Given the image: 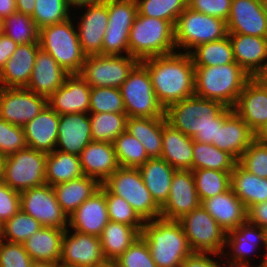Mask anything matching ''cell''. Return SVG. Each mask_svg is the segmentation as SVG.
I'll use <instances>...</instances> for the list:
<instances>
[{"label":"cell","instance_id":"29","mask_svg":"<svg viewBox=\"0 0 267 267\" xmlns=\"http://www.w3.org/2000/svg\"><path fill=\"white\" fill-rule=\"evenodd\" d=\"M235 62L251 77H255L267 60V38L228 34Z\"/></svg>","mask_w":267,"mask_h":267},{"label":"cell","instance_id":"3","mask_svg":"<svg viewBox=\"0 0 267 267\" xmlns=\"http://www.w3.org/2000/svg\"><path fill=\"white\" fill-rule=\"evenodd\" d=\"M140 236L146 241L157 267H173L192 253L182 226L176 220L146 221Z\"/></svg>","mask_w":267,"mask_h":267},{"label":"cell","instance_id":"58","mask_svg":"<svg viewBox=\"0 0 267 267\" xmlns=\"http://www.w3.org/2000/svg\"><path fill=\"white\" fill-rule=\"evenodd\" d=\"M19 44L14 42L10 37L4 33L0 36V71L10 59L12 54L16 51Z\"/></svg>","mask_w":267,"mask_h":267},{"label":"cell","instance_id":"53","mask_svg":"<svg viewBox=\"0 0 267 267\" xmlns=\"http://www.w3.org/2000/svg\"><path fill=\"white\" fill-rule=\"evenodd\" d=\"M26 147L23 127L12 125L0 117V155L6 157Z\"/></svg>","mask_w":267,"mask_h":267},{"label":"cell","instance_id":"42","mask_svg":"<svg viewBox=\"0 0 267 267\" xmlns=\"http://www.w3.org/2000/svg\"><path fill=\"white\" fill-rule=\"evenodd\" d=\"M92 114V115H91ZM92 141L113 143L126 131V113H90Z\"/></svg>","mask_w":267,"mask_h":267},{"label":"cell","instance_id":"9","mask_svg":"<svg viewBox=\"0 0 267 267\" xmlns=\"http://www.w3.org/2000/svg\"><path fill=\"white\" fill-rule=\"evenodd\" d=\"M174 27L176 48L184 47L186 50L228 35L225 20L194 11L190 7L178 16Z\"/></svg>","mask_w":267,"mask_h":267},{"label":"cell","instance_id":"44","mask_svg":"<svg viewBox=\"0 0 267 267\" xmlns=\"http://www.w3.org/2000/svg\"><path fill=\"white\" fill-rule=\"evenodd\" d=\"M113 145L119 167L139 168L149 159L143 144L127 131L121 133Z\"/></svg>","mask_w":267,"mask_h":267},{"label":"cell","instance_id":"13","mask_svg":"<svg viewBox=\"0 0 267 267\" xmlns=\"http://www.w3.org/2000/svg\"><path fill=\"white\" fill-rule=\"evenodd\" d=\"M108 26L103 38L102 55H129V33L137 16L136 0H107Z\"/></svg>","mask_w":267,"mask_h":267},{"label":"cell","instance_id":"20","mask_svg":"<svg viewBox=\"0 0 267 267\" xmlns=\"http://www.w3.org/2000/svg\"><path fill=\"white\" fill-rule=\"evenodd\" d=\"M84 6L88 8L77 28L79 43L86 56L102 55L103 38L108 26L107 0Z\"/></svg>","mask_w":267,"mask_h":267},{"label":"cell","instance_id":"48","mask_svg":"<svg viewBox=\"0 0 267 267\" xmlns=\"http://www.w3.org/2000/svg\"><path fill=\"white\" fill-rule=\"evenodd\" d=\"M100 188L105 193L109 221L127 224L141 233L144 221L133 207L122 197L112 194L103 184Z\"/></svg>","mask_w":267,"mask_h":267},{"label":"cell","instance_id":"26","mask_svg":"<svg viewBox=\"0 0 267 267\" xmlns=\"http://www.w3.org/2000/svg\"><path fill=\"white\" fill-rule=\"evenodd\" d=\"M79 158L84 175L101 184L119 168L113 143L91 141Z\"/></svg>","mask_w":267,"mask_h":267},{"label":"cell","instance_id":"22","mask_svg":"<svg viewBox=\"0 0 267 267\" xmlns=\"http://www.w3.org/2000/svg\"><path fill=\"white\" fill-rule=\"evenodd\" d=\"M74 231L99 237L109 222L105 193L100 188L86 199L69 217Z\"/></svg>","mask_w":267,"mask_h":267},{"label":"cell","instance_id":"21","mask_svg":"<svg viewBox=\"0 0 267 267\" xmlns=\"http://www.w3.org/2000/svg\"><path fill=\"white\" fill-rule=\"evenodd\" d=\"M90 91L91 87L79 74H71L48 98V105L59 115L89 113Z\"/></svg>","mask_w":267,"mask_h":267},{"label":"cell","instance_id":"55","mask_svg":"<svg viewBox=\"0 0 267 267\" xmlns=\"http://www.w3.org/2000/svg\"><path fill=\"white\" fill-rule=\"evenodd\" d=\"M232 0H188V7L203 14L227 21Z\"/></svg>","mask_w":267,"mask_h":267},{"label":"cell","instance_id":"31","mask_svg":"<svg viewBox=\"0 0 267 267\" xmlns=\"http://www.w3.org/2000/svg\"><path fill=\"white\" fill-rule=\"evenodd\" d=\"M254 140L255 133L233 111L223 125H218L217 141H213V145L228 152L238 161Z\"/></svg>","mask_w":267,"mask_h":267},{"label":"cell","instance_id":"68","mask_svg":"<svg viewBox=\"0 0 267 267\" xmlns=\"http://www.w3.org/2000/svg\"><path fill=\"white\" fill-rule=\"evenodd\" d=\"M261 6L265 14L267 15V0H260Z\"/></svg>","mask_w":267,"mask_h":267},{"label":"cell","instance_id":"14","mask_svg":"<svg viewBox=\"0 0 267 267\" xmlns=\"http://www.w3.org/2000/svg\"><path fill=\"white\" fill-rule=\"evenodd\" d=\"M21 210L37 220L43 227L66 230L68 216L57 202L53 187L44 184L20 192Z\"/></svg>","mask_w":267,"mask_h":267},{"label":"cell","instance_id":"47","mask_svg":"<svg viewBox=\"0 0 267 267\" xmlns=\"http://www.w3.org/2000/svg\"><path fill=\"white\" fill-rule=\"evenodd\" d=\"M43 226L21 209L2 225V240L24 243Z\"/></svg>","mask_w":267,"mask_h":267},{"label":"cell","instance_id":"38","mask_svg":"<svg viewBox=\"0 0 267 267\" xmlns=\"http://www.w3.org/2000/svg\"><path fill=\"white\" fill-rule=\"evenodd\" d=\"M126 131L143 144L149 158H160L162 154V117H128Z\"/></svg>","mask_w":267,"mask_h":267},{"label":"cell","instance_id":"11","mask_svg":"<svg viewBox=\"0 0 267 267\" xmlns=\"http://www.w3.org/2000/svg\"><path fill=\"white\" fill-rule=\"evenodd\" d=\"M46 158L30 147L6 156L3 182L18 192L46 184Z\"/></svg>","mask_w":267,"mask_h":267},{"label":"cell","instance_id":"54","mask_svg":"<svg viewBox=\"0 0 267 267\" xmlns=\"http://www.w3.org/2000/svg\"><path fill=\"white\" fill-rule=\"evenodd\" d=\"M32 263L22 243L0 240V267H31Z\"/></svg>","mask_w":267,"mask_h":267},{"label":"cell","instance_id":"45","mask_svg":"<svg viewBox=\"0 0 267 267\" xmlns=\"http://www.w3.org/2000/svg\"><path fill=\"white\" fill-rule=\"evenodd\" d=\"M3 33L17 44L39 43V28L31 16L14 13L3 20Z\"/></svg>","mask_w":267,"mask_h":267},{"label":"cell","instance_id":"43","mask_svg":"<svg viewBox=\"0 0 267 267\" xmlns=\"http://www.w3.org/2000/svg\"><path fill=\"white\" fill-rule=\"evenodd\" d=\"M200 200L209 199L230 189L231 173L215 169L192 170Z\"/></svg>","mask_w":267,"mask_h":267},{"label":"cell","instance_id":"39","mask_svg":"<svg viewBox=\"0 0 267 267\" xmlns=\"http://www.w3.org/2000/svg\"><path fill=\"white\" fill-rule=\"evenodd\" d=\"M84 173L78 155L54 150L47 154L46 184L55 186L60 183L83 177Z\"/></svg>","mask_w":267,"mask_h":267},{"label":"cell","instance_id":"35","mask_svg":"<svg viewBox=\"0 0 267 267\" xmlns=\"http://www.w3.org/2000/svg\"><path fill=\"white\" fill-rule=\"evenodd\" d=\"M258 241H263L266 247V229L248 221L227 232L225 245L228 246L229 244L233 249L232 252H234L233 260L229 261V264L247 265V254L256 249Z\"/></svg>","mask_w":267,"mask_h":267},{"label":"cell","instance_id":"7","mask_svg":"<svg viewBox=\"0 0 267 267\" xmlns=\"http://www.w3.org/2000/svg\"><path fill=\"white\" fill-rule=\"evenodd\" d=\"M102 184L125 199L144 222L161 217V208L153 200L138 168L119 167Z\"/></svg>","mask_w":267,"mask_h":267},{"label":"cell","instance_id":"37","mask_svg":"<svg viewBox=\"0 0 267 267\" xmlns=\"http://www.w3.org/2000/svg\"><path fill=\"white\" fill-rule=\"evenodd\" d=\"M139 236L134 227L109 221L99 236L105 259L116 261Z\"/></svg>","mask_w":267,"mask_h":267},{"label":"cell","instance_id":"52","mask_svg":"<svg viewBox=\"0 0 267 267\" xmlns=\"http://www.w3.org/2000/svg\"><path fill=\"white\" fill-rule=\"evenodd\" d=\"M115 262L121 267H157L146 241L141 236Z\"/></svg>","mask_w":267,"mask_h":267},{"label":"cell","instance_id":"33","mask_svg":"<svg viewBox=\"0 0 267 267\" xmlns=\"http://www.w3.org/2000/svg\"><path fill=\"white\" fill-rule=\"evenodd\" d=\"M64 232L60 228L42 227L23 243L24 249L33 261L59 264Z\"/></svg>","mask_w":267,"mask_h":267},{"label":"cell","instance_id":"25","mask_svg":"<svg viewBox=\"0 0 267 267\" xmlns=\"http://www.w3.org/2000/svg\"><path fill=\"white\" fill-rule=\"evenodd\" d=\"M59 114L47 105L23 126L27 147L51 153L57 147Z\"/></svg>","mask_w":267,"mask_h":267},{"label":"cell","instance_id":"75","mask_svg":"<svg viewBox=\"0 0 267 267\" xmlns=\"http://www.w3.org/2000/svg\"><path fill=\"white\" fill-rule=\"evenodd\" d=\"M114 267H121L114 261Z\"/></svg>","mask_w":267,"mask_h":267},{"label":"cell","instance_id":"1","mask_svg":"<svg viewBox=\"0 0 267 267\" xmlns=\"http://www.w3.org/2000/svg\"><path fill=\"white\" fill-rule=\"evenodd\" d=\"M233 112V108L211 99L192 95L165 109V118L173 128L200 143L217 141L218 125Z\"/></svg>","mask_w":267,"mask_h":267},{"label":"cell","instance_id":"63","mask_svg":"<svg viewBox=\"0 0 267 267\" xmlns=\"http://www.w3.org/2000/svg\"><path fill=\"white\" fill-rule=\"evenodd\" d=\"M102 0H66V3L71 7V5L84 7L87 4H93L97 2H101Z\"/></svg>","mask_w":267,"mask_h":267},{"label":"cell","instance_id":"2","mask_svg":"<svg viewBox=\"0 0 267 267\" xmlns=\"http://www.w3.org/2000/svg\"><path fill=\"white\" fill-rule=\"evenodd\" d=\"M140 62L147 68L153 90L164 109L195 94V67L188 52H173Z\"/></svg>","mask_w":267,"mask_h":267},{"label":"cell","instance_id":"49","mask_svg":"<svg viewBox=\"0 0 267 267\" xmlns=\"http://www.w3.org/2000/svg\"><path fill=\"white\" fill-rule=\"evenodd\" d=\"M90 113H125L120 88L92 87L90 91Z\"/></svg>","mask_w":267,"mask_h":267},{"label":"cell","instance_id":"71","mask_svg":"<svg viewBox=\"0 0 267 267\" xmlns=\"http://www.w3.org/2000/svg\"><path fill=\"white\" fill-rule=\"evenodd\" d=\"M257 267H267V262L266 260H262L261 265L257 266Z\"/></svg>","mask_w":267,"mask_h":267},{"label":"cell","instance_id":"70","mask_svg":"<svg viewBox=\"0 0 267 267\" xmlns=\"http://www.w3.org/2000/svg\"><path fill=\"white\" fill-rule=\"evenodd\" d=\"M3 34V20L0 19V36Z\"/></svg>","mask_w":267,"mask_h":267},{"label":"cell","instance_id":"50","mask_svg":"<svg viewBox=\"0 0 267 267\" xmlns=\"http://www.w3.org/2000/svg\"><path fill=\"white\" fill-rule=\"evenodd\" d=\"M32 19L40 29L68 20L70 6L66 0H36Z\"/></svg>","mask_w":267,"mask_h":267},{"label":"cell","instance_id":"23","mask_svg":"<svg viewBox=\"0 0 267 267\" xmlns=\"http://www.w3.org/2000/svg\"><path fill=\"white\" fill-rule=\"evenodd\" d=\"M92 141L91 124L87 113L59 115L57 146L64 153L80 155Z\"/></svg>","mask_w":267,"mask_h":267},{"label":"cell","instance_id":"57","mask_svg":"<svg viewBox=\"0 0 267 267\" xmlns=\"http://www.w3.org/2000/svg\"><path fill=\"white\" fill-rule=\"evenodd\" d=\"M247 221L267 229V202L250 206L247 209Z\"/></svg>","mask_w":267,"mask_h":267},{"label":"cell","instance_id":"12","mask_svg":"<svg viewBox=\"0 0 267 267\" xmlns=\"http://www.w3.org/2000/svg\"><path fill=\"white\" fill-rule=\"evenodd\" d=\"M140 61L130 55H90L79 75L92 87L120 88Z\"/></svg>","mask_w":267,"mask_h":267},{"label":"cell","instance_id":"64","mask_svg":"<svg viewBox=\"0 0 267 267\" xmlns=\"http://www.w3.org/2000/svg\"><path fill=\"white\" fill-rule=\"evenodd\" d=\"M255 78L262 83L263 85L267 86V61L264 63L263 68L257 73Z\"/></svg>","mask_w":267,"mask_h":267},{"label":"cell","instance_id":"59","mask_svg":"<svg viewBox=\"0 0 267 267\" xmlns=\"http://www.w3.org/2000/svg\"><path fill=\"white\" fill-rule=\"evenodd\" d=\"M209 253L192 252L185 260V267H221L206 255Z\"/></svg>","mask_w":267,"mask_h":267},{"label":"cell","instance_id":"41","mask_svg":"<svg viewBox=\"0 0 267 267\" xmlns=\"http://www.w3.org/2000/svg\"><path fill=\"white\" fill-rule=\"evenodd\" d=\"M188 50L194 66H216L236 63L230 38H225L198 45L195 51Z\"/></svg>","mask_w":267,"mask_h":267},{"label":"cell","instance_id":"16","mask_svg":"<svg viewBox=\"0 0 267 267\" xmlns=\"http://www.w3.org/2000/svg\"><path fill=\"white\" fill-rule=\"evenodd\" d=\"M99 237L74 232L68 236V228L62 237L61 258L62 267H94L105 263Z\"/></svg>","mask_w":267,"mask_h":267},{"label":"cell","instance_id":"27","mask_svg":"<svg viewBox=\"0 0 267 267\" xmlns=\"http://www.w3.org/2000/svg\"><path fill=\"white\" fill-rule=\"evenodd\" d=\"M39 48V43L18 45L16 51L0 71V87H27Z\"/></svg>","mask_w":267,"mask_h":267},{"label":"cell","instance_id":"60","mask_svg":"<svg viewBox=\"0 0 267 267\" xmlns=\"http://www.w3.org/2000/svg\"><path fill=\"white\" fill-rule=\"evenodd\" d=\"M16 2L15 0H0V19L4 20L11 14L16 13Z\"/></svg>","mask_w":267,"mask_h":267},{"label":"cell","instance_id":"72","mask_svg":"<svg viewBox=\"0 0 267 267\" xmlns=\"http://www.w3.org/2000/svg\"><path fill=\"white\" fill-rule=\"evenodd\" d=\"M173 267H185V263L181 262L180 264L174 265Z\"/></svg>","mask_w":267,"mask_h":267},{"label":"cell","instance_id":"69","mask_svg":"<svg viewBox=\"0 0 267 267\" xmlns=\"http://www.w3.org/2000/svg\"><path fill=\"white\" fill-rule=\"evenodd\" d=\"M229 267H251L249 265H236V264H230Z\"/></svg>","mask_w":267,"mask_h":267},{"label":"cell","instance_id":"66","mask_svg":"<svg viewBox=\"0 0 267 267\" xmlns=\"http://www.w3.org/2000/svg\"><path fill=\"white\" fill-rule=\"evenodd\" d=\"M5 157L0 155V183L4 181Z\"/></svg>","mask_w":267,"mask_h":267},{"label":"cell","instance_id":"8","mask_svg":"<svg viewBox=\"0 0 267 267\" xmlns=\"http://www.w3.org/2000/svg\"><path fill=\"white\" fill-rule=\"evenodd\" d=\"M120 91L128 117H165V109L159 103L147 68L141 62L133 68Z\"/></svg>","mask_w":267,"mask_h":267},{"label":"cell","instance_id":"46","mask_svg":"<svg viewBox=\"0 0 267 267\" xmlns=\"http://www.w3.org/2000/svg\"><path fill=\"white\" fill-rule=\"evenodd\" d=\"M137 14L172 22L188 7V0H136Z\"/></svg>","mask_w":267,"mask_h":267},{"label":"cell","instance_id":"18","mask_svg":"<svg viewBox=\"0 0 267 267\" xmlns=\"http://www.w3.org/2000/svg\"><path fill=\"white\" fill-rule=\"evenodd\" d=\"M233 111L256 134L267 123V86L251 77L238 96Z\"/></svg>","mask_w":267,"mask_h":267},{"label":"cell","instance_id":"5","mask_svg":"<svg viewBox=\"0 0 267 267\" xmlns=\"http://www.w3.org/2000/svg\"><path fill=\"white\" fill-rule=\"evenodd\" d=\"M176 48L170 21L137 14L129 33V55L139 61L171 54Z\"/></svg>","mask_w":267,"mask_h":267},{"label":"cell","instance_id":"28","mask_svg":"<svg viewBox=\"0 0 267 267\" xmlns=\"http://www.w3.org/2000/svg\"><path fill=\"white\" fill-rule=\"evenodd\" d=\"M201 206L226 232L247 221V208L231 188L222 194L202 200Z\"/></svg>","mask_w":267,"mask_h":267},{"label":"cell","instance_id":"36","mask_svg":"<svg viewBox=\"0 0 267 267\" xmlns=\"http://www.w3.org/2000/svg\"><path fill=\"white\" fill-rule=\"evenodd\" d=\"M230 188L247 209L257 203L267 202V179L250 173L238 162L231 172Z\"/></svg>","mask_w":267,"mask_h":267},{"label":"cell","instance_id":"15","mask_svg":"<svg viewBox=\"0 0 267 267\" xmlns=\"http://www.w3.org/2000/svg\"><path fill=\"white\" fill-rule=\"evenodd\" d=\"M48 99L26 87H0V117L12 125L23 127L46 106Z\"/></svg>","mask_w":267,"mask_h":267},{"label":"cell","instance_id":"17","mask_svg":"<svg viewBox=\"0 0 267 267\" xmlns=\"http://www.w3.org/2000/svg\"><path fill=\"white\" fill-rule=\"evenodd\" d=\"M200 205L201 200L195 187L192 170H175L168 199L161 207L160 218L177 221Z\"/></svg>","mask_w":267,"mask_h":267},{"label":"cell","instance_id":"34","mask_svg":"<svg viewBox=\"0 0 267 267\" xmlns=\"http://www.w3.org/2000/svg\"><path fill=\"white\" fill-rule=\"evenodd\" d=\"M101 183L88 176H83L75 180L57 184L53 187L57 202L63 212L70 215L89 197L96 193Z\"/></svg>","mask_w":267,"mask_h":267},{"label":"cell","instance_id":"74","mask_svg":"<svg viewBox=\"0 0 267 267\" xmlns=\"http://www.w3.org/2000/svg\"><path fill=\"white\" fill-rule=\"evenodd\" d=\"M266 248H267V229H266ZM265 260L267 259V254L265 255Z\"/></svg>","mask_w":267,"mask_h":267},{"label":"cell","instance_id":"6","mask_svg":"<svg viewBox=\"0 0 267 267\" xmlns=\"http://www.w3.org/2000/svg\"><path fill=\"white\" fill-rule=\"evenodd\" d=\"M39 45L48 52L68 74H79L86 55L83 53L77 30L68 20L39 29Z\"/></svg>","mask_w":267,"mask_h":267},{"label":"cell","instance_id":"61","mask_svg":"<svg viewBox=\"0 0 267 267\" xmlns=\"http://www.w3.org/2000/svg\"><path fill=\"white\" fill-rule=\"evenodd\" d=\"M35 1L36 0H15L17 12L32 16L36 4Z\"/></svg>","mask_w":267,"mask_h":267},{"label":"cell","instance_id":"24","mask_svg":"<svg viewBox=\"0 0 267 267\" xmlns=\"http://www.w3.org/2000/svg\"><path fill=\"white\" fill-rule=\"evenodd\" d=\"M69 75L48 52L39 48L26 88L48 99Z\"/></svg>","mask_w":267,"mask_h":267},{"label":"cell","instance_id":"56","mask_svg":"<svg viewBox=\"0 0 267 267\" xmlns=\"http://www.w3.org/2000/svg\"><path fill=\"white\" fill-rule=\"evenodd\" d=\"M21 209L20 192L0 183V222L4 223Z\"/></svg>","mask_w":267,"mask_h":267},{"label":"cell","instance_id":"32","mask_svg":"<svg viewBox=\"0 0 267 267\" xmlns=\"http://www.w3.org/2000/svg\"><path fill=\"white\" fill-rule=\"evenodd\" d=\"M138 169L153 200L161 208L168 199L176 169L162 158H149Z\"/></svg>","mask_w":267,"mask_h":267},{"label":"cell","instance_id":"65","mask_svg":"<svg viewBox=\"0 0 267 267\" xmlns=\"http://www.w3.org/2000/svg\"><path fill=\"white\" fill-rule=\"evenodd\" d=\"M31 267H60V265L47 261H33Z\"/></svg>","mask_w":267,"mask_h":267},{"label":"cell","instance_id":"62","mask_svg":"<svg viewBox=\"0 0 267 267\" xmlns=\"http://www.w3.org/2000/svg\"><path fill=\"white\" fill-rule=\"evenodd\" d=\"M255 139L260 143L267 145V123L255 134Z\"/></svg>","mask_w":267,"mask_h":267},{"label":"cell","instance_id":"40","mask_svg":"<svg viewBox=\"0 0 267 267\" xmlns=\"http://www.w3.org/2000/svg\"><path fill=\"white\" fill-rule=\"evenodd\" d=\"M192 170L215 169L231 173L237 160L228 152L220 150L213 144L193 140Z\"/></svg>","mask_w":267,"mask_h":267},{"label":"cell","instance_id":"19","mask_svg":"<svg viewBox=\"0 0 267 267\" xmlns=\"http://www.w3.org/2000/svg\"><path fill=\"white\" fill-rule=\"evenodd\" d=\"M226 23L228 34L267 38V15L260 0H232Z\"/></svg>","mask_w":267,"mask_h":267},{"label":"cell","instance_id":"67","mask_svg":"<svg viewBox=\"0 0 267 267\" xmlns=\"http://www.w3.org/2000/svg\"><path fill=\"white\" fill-rule=\"evenodd\" d=\"M94 267H114V261H106L105 263Z\"/></svg>","mask_w":267,"mask_h":267},{"label":"cell","instance_id":"73","mask_svg":"<svg viewBox=\"0 0 267 267\" xmlns=\"http://www.w3.org/2000/svg\"><path fill=\"white\" fill-rule=\"evenodd\" d=\"M2 225H3V223L0 222V240H2Z\"/></svg>","mask_w":267,"mask_h":267},{"label":"cell","instance_id":"30","mask_svg":"<svg viewBox=\"0 0 267 267\" xmlns=\"http://www.w3.org/2000/svg\"><path fill=\"white\" fill-rule=\"evenodd\" d=\"M193 139L173 128L162 117V154L160 158L167 161L176 170H192Z\"/></svg>","mask_w":267,"mask_h":267},{"label":"cell","instance_id":"10","mask_svg":"<svg viewBox=\"0 0 267 267\" xmlns=\"http://www.w3.org/2000/svg\"><path fill=\"white\" fill-rule=\"evenodd\" d=\"M192 252L224 255L227 232L200 205L177 220Z\"/></svg>","mask_w":267,"mask_h":267},{"label":"cell","instance_id":"51","mask_svg":"<svg viewBox=\"0 0 267 267\" xmlns=\"http://www.w3.org/2000/svg\"><path fill=\"white\" fill-rule=\"evenodd\" d=\"M245 170L254 175L267 179V145L256 139L237 161Z\"/></svg>","mask_w":267,"mask_h":267},{"label":"cell","instance_id":"4","mask_svg":"<svg viewBox=\"0 0 267 267\" xmlns=\"http://www.w3.org/2000/svg\"><path fill=\"white\" fill-rule=\"evenodd\" d=\"M195 67V95L233 108L251 76L237 63Z\"/></svg>","mask_w":267,"mask_h":267}]
</instances>
